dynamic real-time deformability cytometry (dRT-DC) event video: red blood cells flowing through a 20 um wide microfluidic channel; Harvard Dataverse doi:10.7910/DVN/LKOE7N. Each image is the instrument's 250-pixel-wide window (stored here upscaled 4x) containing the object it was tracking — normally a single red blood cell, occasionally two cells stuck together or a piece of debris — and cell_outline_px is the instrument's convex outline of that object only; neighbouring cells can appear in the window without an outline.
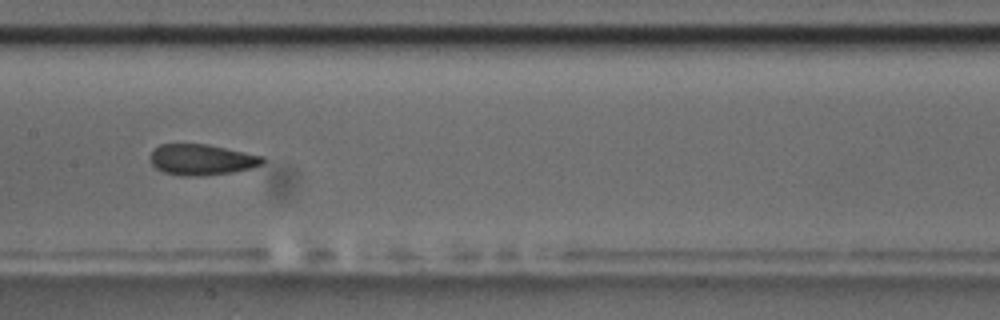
{"species": "common noctule bat (a hibernating species)", "species_latin": "Nyctalus noctula", "temperature_condition": "room temperature", "stored_images_in_passage": 9, "camera_frame_rate_fps": 3000, "um_per_image_px": 0.085, "animal": {"sex": "male", "body_mass_g": 17.5, "forearm_length_mm": 52.3}, "frame": {"image": 1, "passage_image": 8, "time_ms": 8.0, "image_size_px": [1000, 320], "cell_outline_px": [[264, 164], [252, 168], [232, 172], [200, 176], [180, 176], [164, 172], [156, 168], [152, 164], [148, 156], [160, 144], [208, 144], [264, 156]], "centroid_in_image_um": [17.15, 13.57], "position_along_channel_um": 190.3, "area_um2": 20.35}}
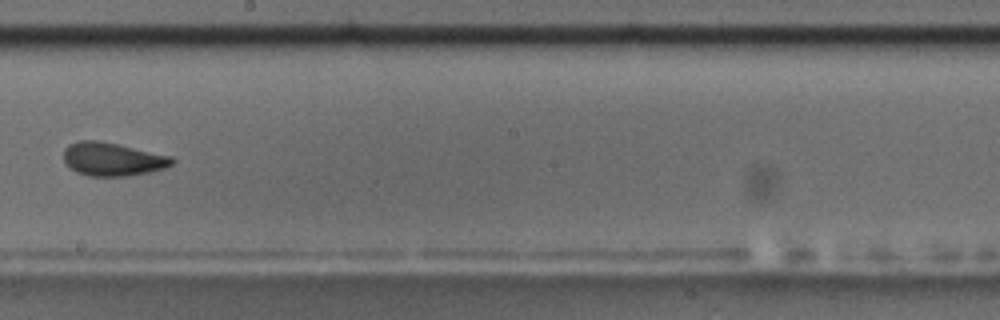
{"frame": {"image": 2, "passage_image": 9, "time_ms": 9.333, "image_size_px": [1000, 320], "cell_outline_px": [[176, 160], [172, 164], [164, 168], [148, 172], [128, 176], [88, 176], [76, 172], [64, 160], [64, 148], [68, 144], [76, 140], [100, 140], [172, 156]], "centroid_in_image_um": [9.56, 13.52], "position_along_channel_um": 238.6, "area_um2": 21.15}}